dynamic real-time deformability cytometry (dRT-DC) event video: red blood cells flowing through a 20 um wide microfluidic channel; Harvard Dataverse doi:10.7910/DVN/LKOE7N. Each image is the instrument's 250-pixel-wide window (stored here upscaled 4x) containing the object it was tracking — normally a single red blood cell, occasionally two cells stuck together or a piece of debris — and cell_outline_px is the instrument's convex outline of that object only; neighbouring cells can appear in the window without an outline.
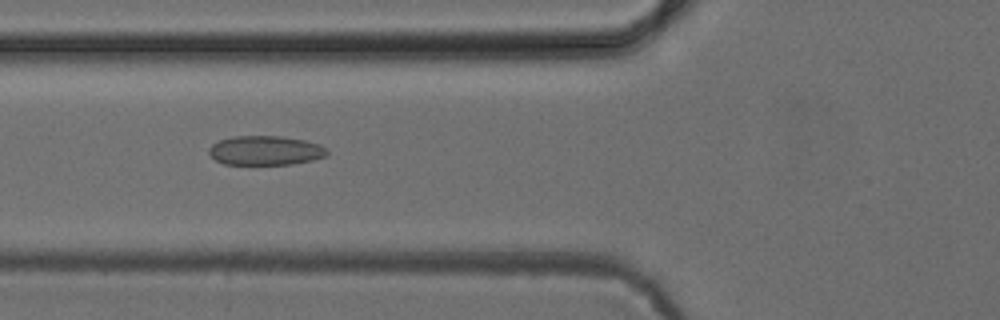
{"species": "common noctule bat (a hibernating species)", "species_latin": "Nyctalus noctula", "temperature_condition": "cold", "stored_images_in_passage": 7, "camera_frame_rate_fps": 3000, "um_per_image_px": 0.085, "animal": {"sex": "female", "body_mass_g": 24.6, "forearm_length_mm": 56.2}, "frame": {"image": 1, "passage_image": 5, "time_ms": 5.333, "image_size_px": [1000, 320], "cell_outline_px": [[328, 152], [324, 156], [312, 160], [292, 164], [224, 164], [216, 160], [208, 152], [208, 148], [212, 144], [220, 140], [232, 136], [280, 136], [304, 140], [320, 144], [328, 148]], "centroid_in_image_um": [22.56, 12.78], "position_along_channel_um": 103.2, "area_um2": 20.17}}
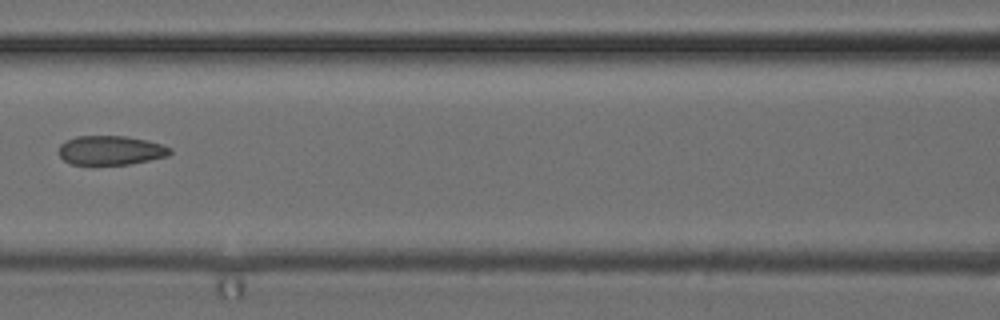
{"frame": {"image": 2, "passage_image": 6, "time_ms": 6.667, "image_size_px": [1000, 320], "cell_outline_px": [[172, 152], [168, 156], [128, 164], [72, 164], [64, 160], [56, 152], [60, 144], [76, 136], [124, 136], [148, 140], [164, 144], [172, 148]], "centroid_in_image_um": [9.42, 12.77], "position_along_channel_um": 157.2, "area_um2": 19.02}}
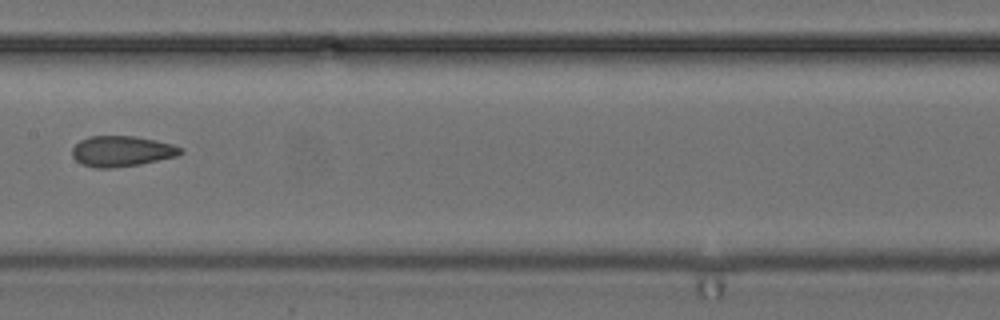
{"frame": {"image": 3, "passage_image": 7, "time_ms": 7.667, "image_size_px": [1000, 320], "cell_outline_px": [[184, 152], [176, 156], [140, 164], [112, 168], [96, 168], [80, 164], [72, 156], [72, 148], [80, 140], [88, 136], [136, 136], [156, 140], [172, 144], [184, 148]], "centroid_in_image_um": [10.34, 12.85], "position_along_channel_um": 197.1, "area_um2": 19.48}}